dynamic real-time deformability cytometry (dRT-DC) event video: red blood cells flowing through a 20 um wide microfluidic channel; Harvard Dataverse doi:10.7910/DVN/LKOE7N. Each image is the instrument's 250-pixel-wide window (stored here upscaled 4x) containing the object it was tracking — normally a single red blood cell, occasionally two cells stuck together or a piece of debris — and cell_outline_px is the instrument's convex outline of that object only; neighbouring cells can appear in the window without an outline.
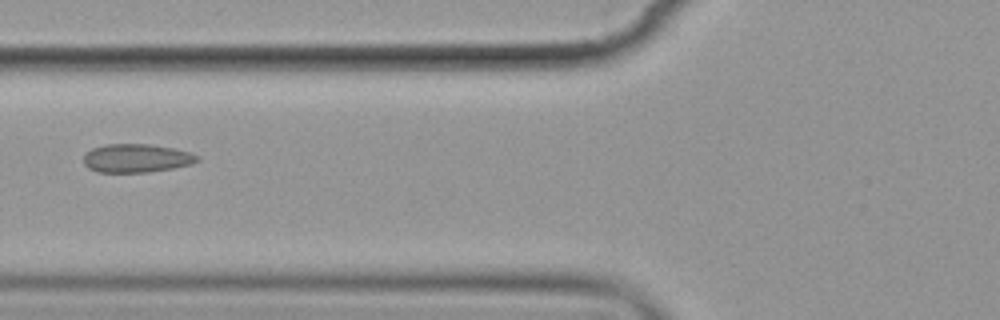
{"species": "common noctule bat (a hibernating species)", "species_latin": "Nyctalus noctula", "temperature_condition": "cold", "stored_images_in_passage": 7, "camera_frame_rate_fps": 3000, "um_per_image_px": 0.085, "animal": {"sex": "female", "body_mass_g": 19.9}, "frame": {"image": 1, "passage_image": 4, "time_ms": 3.667, "image_size_px": [1000, 320], "cell_outline_px": [[200, 160], [192, 164], [172, 168], [148, 172], [96, 172], [88, 168], [84, 164], [84, 156], [92, 148], [104, 144], [148, 144], [172, 148], [192, 152], [200, 156]], "centroid_in_image_um": [11.62, 13.44], "position_along_channel_um": 114.2, "area_um2": 18.96}}
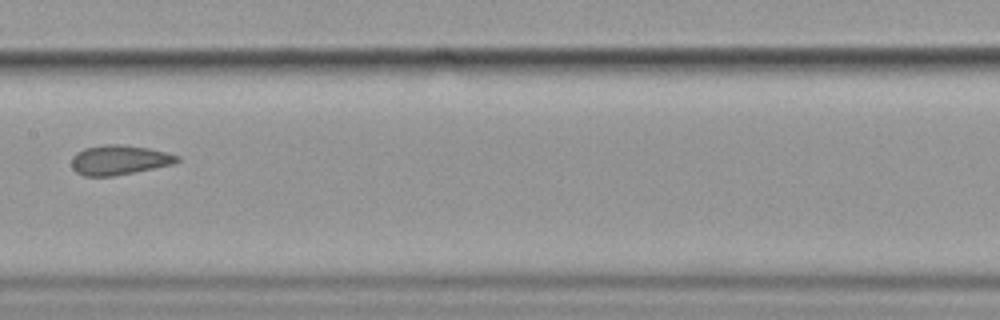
{"frame": {"image": 2, "passage_image": 6, "time_ms": 6.0, "image_size_px": [1000, 320], "cell_outline_px": [[180, 160], [172, 164], [112, 176], [84, 176], [76, 172], [72, 168], [72, 156], [76, 152], [84, 148], [104, 144], [120, 144], [148, 148], [180, 156]], "centroid_in_image_um": [10.09, 13.59], "position_along_channel_um": 197.3, "area_um2": 18.09}}
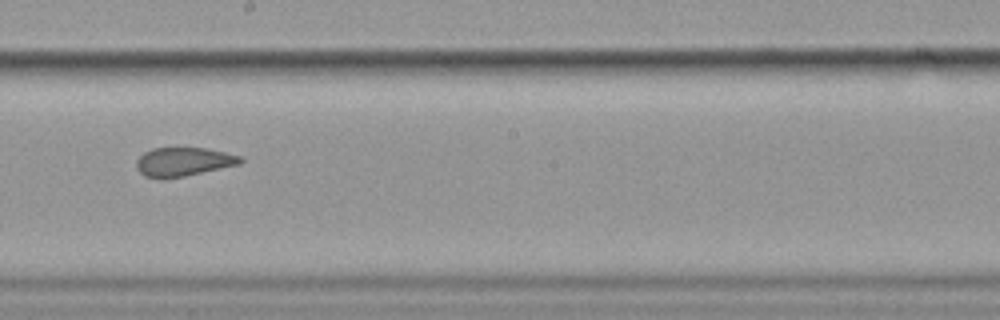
{"frame": {"image": 3, "passage_image": 7, "time_ms": 7.0, "image_size_px": [1000, 320], "cell_outline_px": [[244, 160], [240, 164], [184, 176], [160, 180], [144, 176], [136, 168], [136, 160], [144, 152], [152, 148], [204, 148], [244, 156]], "centroid_in_image_um": [15.57, 13.76], "position_along_channel_um": 232.6, "area_um2": 17.63}}